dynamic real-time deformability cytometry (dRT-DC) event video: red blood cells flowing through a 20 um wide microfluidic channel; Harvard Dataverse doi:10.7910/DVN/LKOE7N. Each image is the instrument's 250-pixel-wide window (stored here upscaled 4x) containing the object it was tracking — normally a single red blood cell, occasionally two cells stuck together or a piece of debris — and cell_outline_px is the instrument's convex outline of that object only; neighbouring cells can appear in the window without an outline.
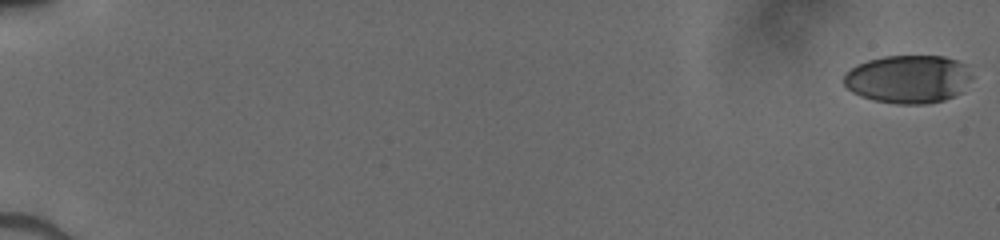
{"species": "human", "species_latin": "Homo sapiens", "temperature_condition": "cold", "stored_images_in_passage": 18, "camera_frame_rate_fps": 3000, "um_per_image_px": 0.085, "donor": {"sex": "male"}, "frame": {"image": 1, "passage_image": 1, "time_ms": 0.0, "image_size_px": [1000, 240], "cell_outline_px": [[972, 76], [964, 92], [944, 100], [928, 104], [896, 104], [872, 100], [860, 96], [852, 92], [844, 84], [844, 72], [856, 64], [868, 60], [884, 56], [944, 56], [956, 60], [964, 64]], "centroid_in_image_um": [77.19, 6.73], "position_along_channel_um": 7.8, "area_um2": 36.36}}
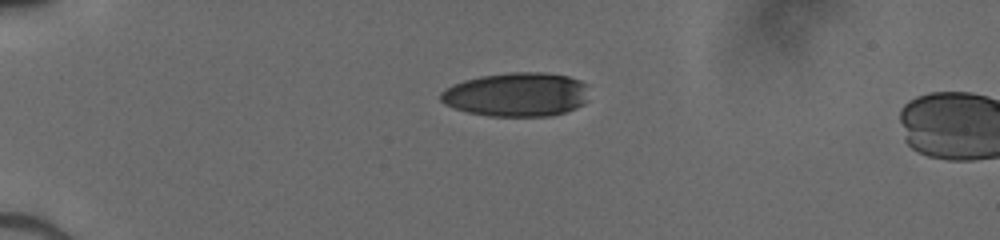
{"frame": {"image": 2, "passage_image": 15, "time_ms": 4.667, "image_size_px": [1000, 240], "cell_outline_px": [[588, 100], [584, 104], [576, 108], [564, 112], [548, 116], [488, 116], [468, 112], [444, 104], [440, 100], [440, 92], [444, 88], [452, 84], [464, 80], [480, 76], [512, 72], [544, 72], [568, 76], [580, 80], [588, 84]], "centroid_in_image_um": [43.93, 8.03], "position_along_channel_um": 41.1, "area_um2": 38.44}}